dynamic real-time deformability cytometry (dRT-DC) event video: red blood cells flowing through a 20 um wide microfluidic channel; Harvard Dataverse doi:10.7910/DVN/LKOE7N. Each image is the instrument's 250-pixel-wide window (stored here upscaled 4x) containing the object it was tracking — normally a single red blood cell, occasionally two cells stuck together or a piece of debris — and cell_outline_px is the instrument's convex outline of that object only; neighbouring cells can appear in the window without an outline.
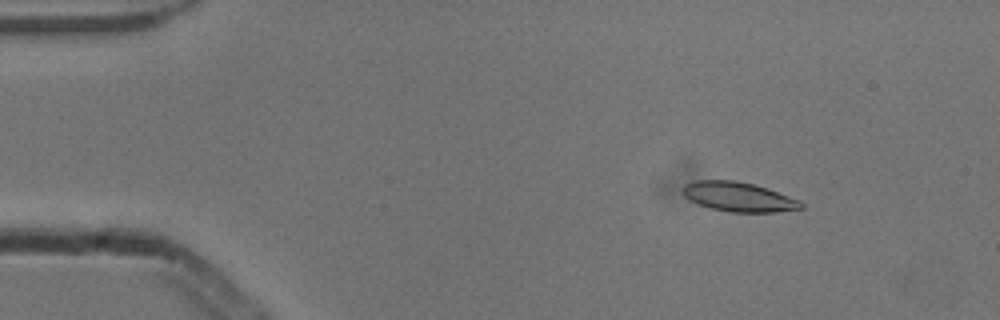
{"species": "common noctule bat (a hibernating species)", "species_latin": "Nyctalus noctula", "temperature_condition": "cold", "stored_images_in_passage": 14, "camera_frame_rate_fps": 3000, "um_per_image_px": 0.085, "animal": {"sex": "male", "body_mass_g": 13.3}, "frame": {"image": 1, "passage_image": 7, "time_ms": 2.0, "image_size_px": [1000, 320], "cell_outline_px": [[804, 208], [776, 212], [732, 212], [712, 208], [688, 200], [684, 196], [680, 188], [684, 184], [692, 180], [736, 180], [768, 188], [800, 200], [804, 204]], "centroid_in_image_um": [62.76, 16.72], "position_along_channel_um": 22.2, "area_um2": 20.52}}